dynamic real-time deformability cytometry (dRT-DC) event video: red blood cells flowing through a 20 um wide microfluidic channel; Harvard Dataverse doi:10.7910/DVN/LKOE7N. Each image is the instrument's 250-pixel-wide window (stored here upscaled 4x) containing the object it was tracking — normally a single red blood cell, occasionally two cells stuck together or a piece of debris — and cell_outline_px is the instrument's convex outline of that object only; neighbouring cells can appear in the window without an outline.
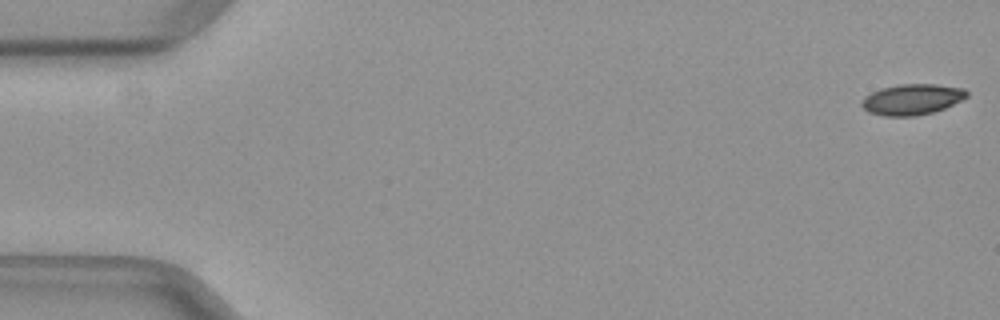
{"species": "common noctule bat (a hibernating species)", "species_latin": "Nyctalus noctula", "temperature_condition": "warm", "stored_images_in_passage": 50, "camera_frame_rate_fps": 3000, "um_per_image_px": 0.085, "animal": {"sex": "female", "body_mass_g": 29.2, "forearm_length_mm": 56.3}, "frame": {"image": 1, "passage_image": 1, "time_ms": 0.0, "image_size_px": [1000, 320], "cell_outline_px": [[968, 96], [944, 108], [932, 112], [916, 116], [884, 116], [868, 112], [860, 104], [860, 100], [864, 96], [880, 88], [900, 84], [936, 84], [964, 88], [968, 92]], "centroid_in_image_um": [77.49, 8.44], "position_along_channel_um": 7.5, "area_um2": 18.9}}
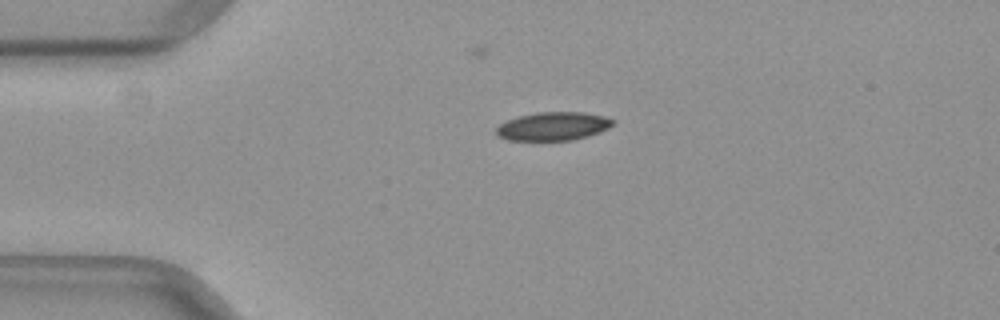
{"frame": {"image": 2, "passage_image": 12, "time_ms": 3.667, "image_size_px": [1000, 320], "cell_outline_px": [[616, 124], [600, 132], [588, 136], [572, 140], [508, 140], [496, 136], [496, 128], [500, 124], [508, 120], [520, 116], [536, 112], [584, 112], [604, 116], [612, 120]], "centroid_in_image_um": [47.02, 10.73], "position_along_channel_um": 38.0, "area_um2": 19.31}}
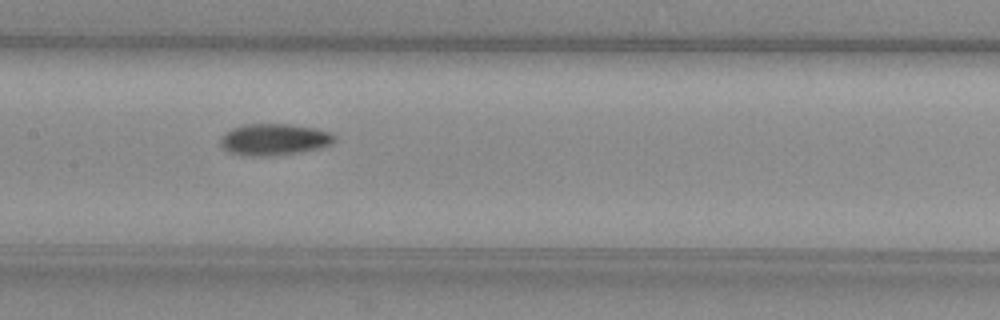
{"frame": {"image": 3, "passage_image": 25, "time_ms": 8.0, "image_size_px": [1000, 320], "cell_outline_px": [[336, 140], [332, 144], [320, 148], [296, 152], [268, 156], [252, 156], [228, 152], [220, 144], [220, 136], [224, 132], [232, 128], [244, 124], [288, 124], [316, 128], [332, 132], [336, 136]], "centroid_in_image_um": [23.31, 11.84], "position_along_channel_um": 184.1, "area_um2": 21.1}}